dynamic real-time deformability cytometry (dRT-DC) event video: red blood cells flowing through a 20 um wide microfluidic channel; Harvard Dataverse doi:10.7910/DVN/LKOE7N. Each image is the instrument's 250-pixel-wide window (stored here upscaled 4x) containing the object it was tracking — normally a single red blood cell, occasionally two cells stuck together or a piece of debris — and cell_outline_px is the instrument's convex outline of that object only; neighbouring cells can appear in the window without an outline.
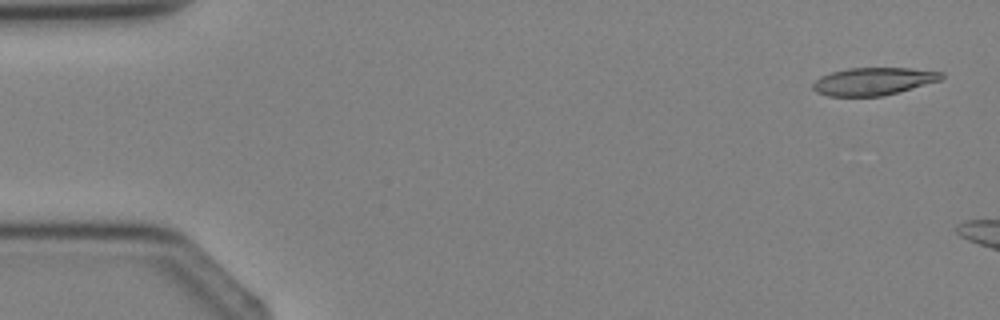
{"species": "Egyptian fruit bat (a non-hibernating species)", "species_latin": "Rousettus aegyptiacus", "temperature_condition": "cold", "stored_images_in_passage": 2, "camera_frame_rate_fps": 3000, "um_per_image_px": 0.085, "animal": {"sex": "female"}, "frame": {"image": 1, "passage_image": 1, "time_ms": 0.0, "image_size_px": [1000, 320], "cell_outline_px": [[944, 76], [940, 80], [896, 92], [880, 96], [828, 96], [816, 92], [812, 88], [812, 84], [820, 76], [832, 72], [848, 68], [908, 68], [944, 72]], "centroid_in_image_um": [74.2, 6.9], "position_along_channel_um": 10.8, "area_um2": 20.46}}